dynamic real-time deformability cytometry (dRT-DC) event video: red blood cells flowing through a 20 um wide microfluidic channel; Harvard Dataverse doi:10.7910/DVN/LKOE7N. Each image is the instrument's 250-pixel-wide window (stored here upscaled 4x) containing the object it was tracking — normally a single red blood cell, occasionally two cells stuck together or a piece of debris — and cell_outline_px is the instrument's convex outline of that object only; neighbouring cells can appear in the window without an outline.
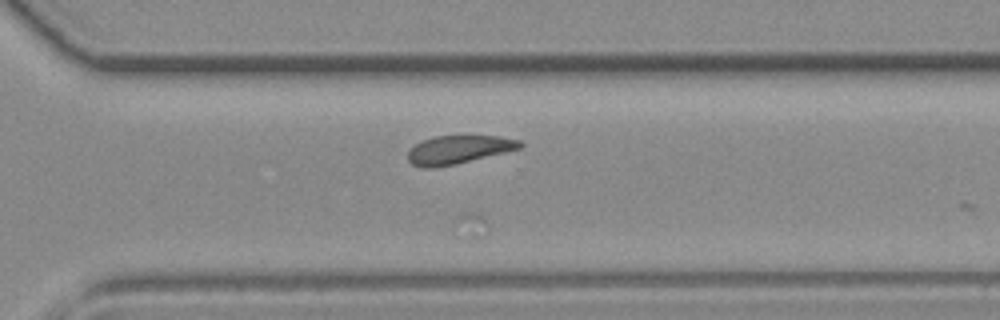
{"species": "common noctule bat (a hibernating species)", "species_latin": "Nyctalus noctula", "temperature_condition": "room temperature", "stored_images_in_passage": 39, "camera_frame_rate_fps": 3000, "um_per_image_px": 0.085, "animal": {"sex": "female", "body_mass_g": 19.3, "forearm_length_mm": 54.1}, "frame": {"image": 1, "passage_image": 36, "time_ms": 11.667, "image_size_px": [1000, 320], "cell_outline_px": [[524, 144], [520, 148], [456, 164], [432, 168], [420, 168], [412, 164], [408, 160], [408, 152], [416, 144], [424, 140], [436, 136], [500, 136], [520, 140]], "centroid_in_image_um": [38.97, 12.72], "position_along_channel_um": 331.6, "area_um2": 18.32}}
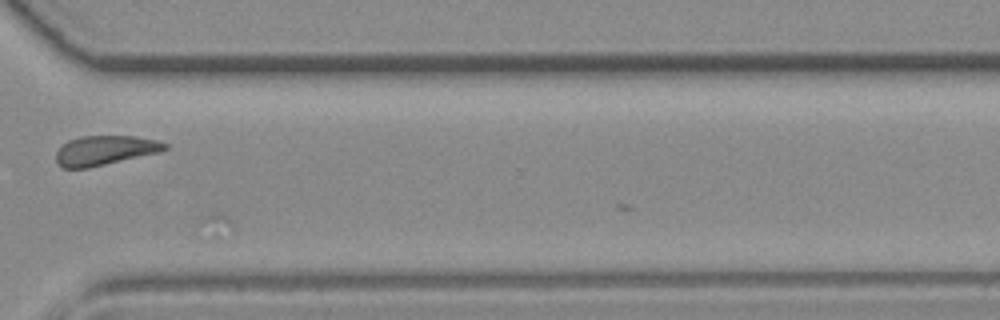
{"frame": {"image": 2, "passage_image": 38, "time_ms": 12.333, "image_size_px": [1000, 320], "cell_outline_px": [[168, 148], [160, 152], [88, 168], [60, 168], [56, 164], [56, 152], [68, 140], [80, 136], [136, 136], [156, 140], [168, 144]], "centroid_in_image_um": [8.9, 12.78], "position_along_channel_um": 361.7, "area_um2": 18.79}}